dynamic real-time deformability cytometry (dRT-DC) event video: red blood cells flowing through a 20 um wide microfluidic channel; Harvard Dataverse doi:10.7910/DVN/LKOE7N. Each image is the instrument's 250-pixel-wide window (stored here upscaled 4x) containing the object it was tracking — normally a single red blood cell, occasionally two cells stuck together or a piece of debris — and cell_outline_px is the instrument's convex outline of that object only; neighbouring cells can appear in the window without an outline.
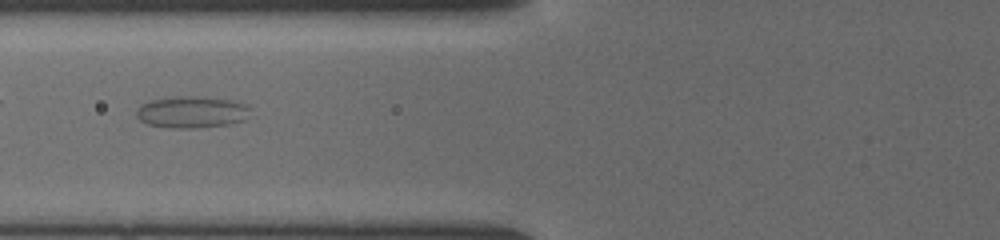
{"species": "common noctule bat (a hibernating species)", "species_latin": "Nyctalus noctula", "temperature_condition": "cold", "stored_images_in_passage": 36, "camera_frame_rate_fps": 3000, "um_per_image_px": 0.085, "animal": {"sex": "female", "body_mass_g": 19.5, "forearm_length_mm": 54.1}, "frame": {"image": 1, "passage_image": 7, "time_ms": 2.0, "image_size_px": [1000, 240], "cell_outline_px": [[248, 108], [244, 120], [228, 124], [196, 128], [172, 128], [148, 124], [140, 120], [136, 116], [136, 112], [144, 104], [152, 100], [184, 96], [192, 96], [232, 100], [244, 104]], "centroid_in_image_um": [16.28, 9.54], "position_along_channel_um": 109.5, "area_um2": 20.46}}
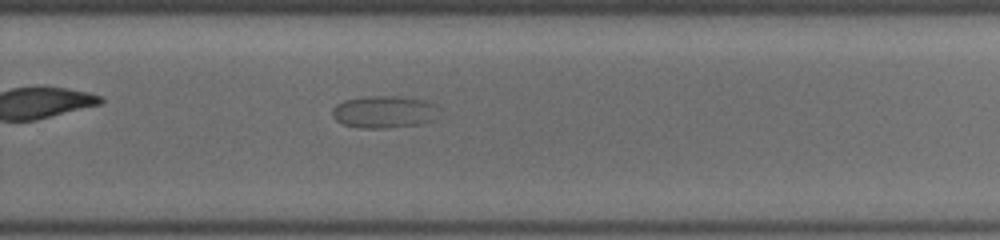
{"frame": {"image": 2, "passage_image": 21, "time_ms": 6.667, "image_size_px": [1000, 240], "cell_outline_px": [[432, 120], [420, 124], [388, 128], [360, 128], [344, 124], [336, 120], [332, 116], [332, 108], [336, 104], [344, 100], [368, 96], [396, 96], [420, 100], [432, 104]], "centroid_in_image_um": [32.49, 9.52], "position_along_channel_um": 297.3, "area_um2": 19.42}}
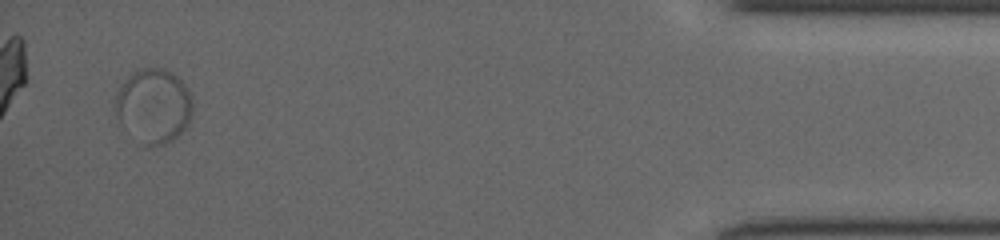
{"frame": {"image": 3, "passage_image": 35, "time_ms": 11.333, "image_size_px": [1000, 240], "cell_outline_px": [[192, 112], [184, 128], [172, 140], [160, 144], [144, 148], [116, 116], [116, 92], [120, 84], [132, 72], [144, 68], [164, 68], [176, 76], [184, 84], [192, 100]], "centroid_in_image_um": [13.03, 8.99], "position_along_channel_um": 422.2, "area_um2": 33.06}}